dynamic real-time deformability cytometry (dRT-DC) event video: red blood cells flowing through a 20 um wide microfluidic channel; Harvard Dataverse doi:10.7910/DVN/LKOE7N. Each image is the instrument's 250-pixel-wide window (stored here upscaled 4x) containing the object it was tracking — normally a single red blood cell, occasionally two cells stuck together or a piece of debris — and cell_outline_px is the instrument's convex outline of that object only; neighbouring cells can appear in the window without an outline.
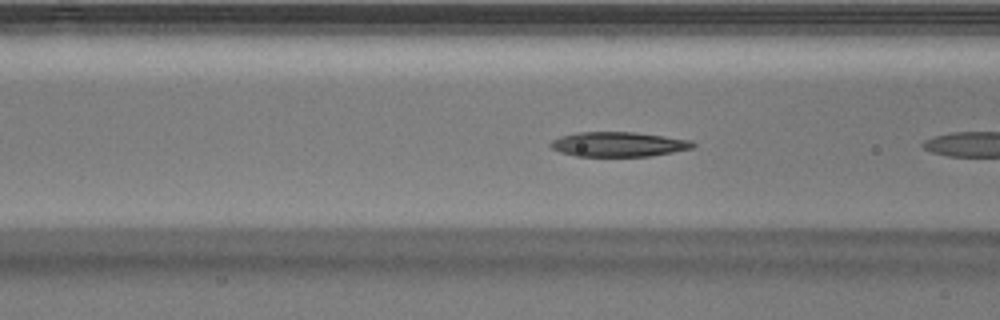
{"species": "Egyptian fruit bat (a non-hibernating species)", "species_latin": "Rousettus aegyptiacus", "temperature_condition": "warm", "stored_images_in_passage": 5, "camera_frame_rate_fps": 3000, "um_per_image_px": 0.085, "animal": {"sex": "male"}, "frame": {"image": 1, "passage_image": 4, "time_ms": 1.0, "image_size_px": [1000, 320], "cell_outline_px": [[696, 144], [692, 148], [652, 156], [576, 156], [560, 152], [552, 148], [548, 144], [552, 140], [560, 136], [576, 132], [632, 132], [664, 136], [692, 140]], "centroid_in_image_um": [52.55, 12.26], "position_along_channel_um": 114.1, "area_um2": 20.52}}